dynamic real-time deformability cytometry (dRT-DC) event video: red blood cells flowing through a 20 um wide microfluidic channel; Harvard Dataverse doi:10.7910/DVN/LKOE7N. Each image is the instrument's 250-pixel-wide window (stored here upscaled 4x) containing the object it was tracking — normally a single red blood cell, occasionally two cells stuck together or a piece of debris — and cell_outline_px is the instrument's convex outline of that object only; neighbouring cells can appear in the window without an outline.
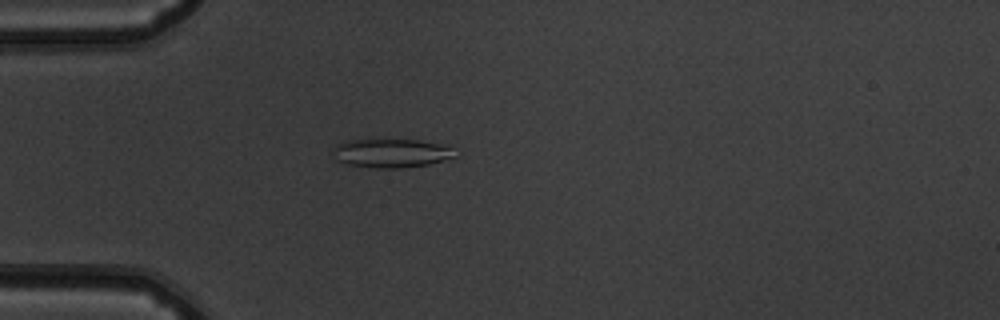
{"species": "common noctule bat (a hibernating species)", "species_latin": "Nyctalus noctula", "temperature_condition": "warm", "stored_images_in_passage": 51, "camera_frame_rate_fps": 3000, "um_per_image_px": 0.085, "animal": {"sex": "male", "body_mass_g": 19.5, "forearm_length_mm": 54.6}, "frame": {"image": 1, "passage_image": 14, "time_ms": 4.333, "image_size_px": [1000, 320], "cell_outline_px": [[460, 156], [428, 164], [400, 168], [376, 168], [348, 164], [336, 160], [332, 152], [332, 148], [336, 144], [348, 140], [420, 140], [448, 144]], "centroid_in_image_um": [33.31, 13.01], "position_along_channel_um": 51.7, "area_um2": 20.75}}
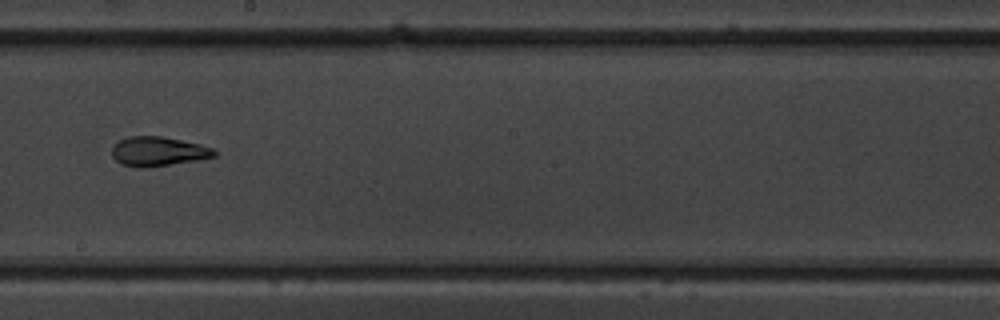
{"frame": {"image": 2, "passage_image": 29, "time_ms": 9.333, "image_size_px": [1000, 320], "cell_outline_px": [[216, 156], [196, 160], [144, 168], [140, 168], [120, 164], [112, 156], [112, 148], [120, 140], [128, 136], [160, 136], [200, 144], [212, 148], [216, 152]], "centroid_in_image_um": [13.42, 12.87], "position_along_channel_um": 234.8, "area_um2": 17.34}}
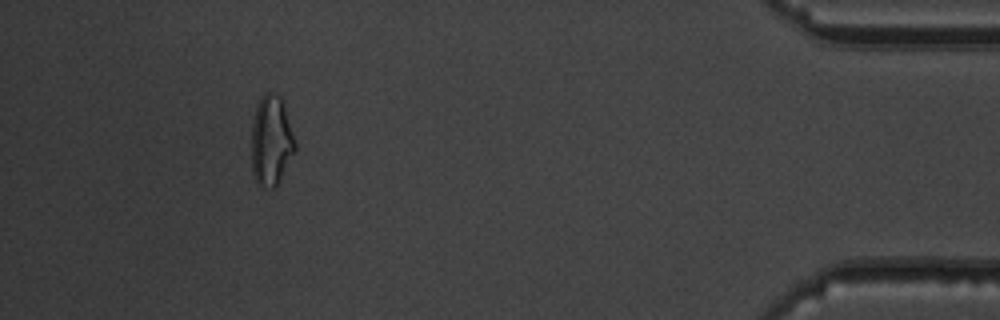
{"frame": {"image": 3, "passage_image": 47, "time_ms": 15.333, "image_size_px": [1000, 320], "cell_outline_px": [[296, 148], [276, 188], [272, 188], [256, 184], [252, 172], [252, 124], [256, 104], [264, 92], [272, 92], [280, 96], [284, 100], [296, 144]], "centroid_in_image_um": [23.05, 11.93], "position_along_channel_um": 412.1, "area_um2": 23.24}, "authors_computed_cell_mechanics": {"area_um2": 19.5942, "velocity_mm_per_s": 3.9057, "shape_relaxation_time_tau1_ms": null, "shape_relaxation_time_tau2_ms": 2.101, "deformation_change_tau1": null, "deformation_change_tau2": 0.0954}}